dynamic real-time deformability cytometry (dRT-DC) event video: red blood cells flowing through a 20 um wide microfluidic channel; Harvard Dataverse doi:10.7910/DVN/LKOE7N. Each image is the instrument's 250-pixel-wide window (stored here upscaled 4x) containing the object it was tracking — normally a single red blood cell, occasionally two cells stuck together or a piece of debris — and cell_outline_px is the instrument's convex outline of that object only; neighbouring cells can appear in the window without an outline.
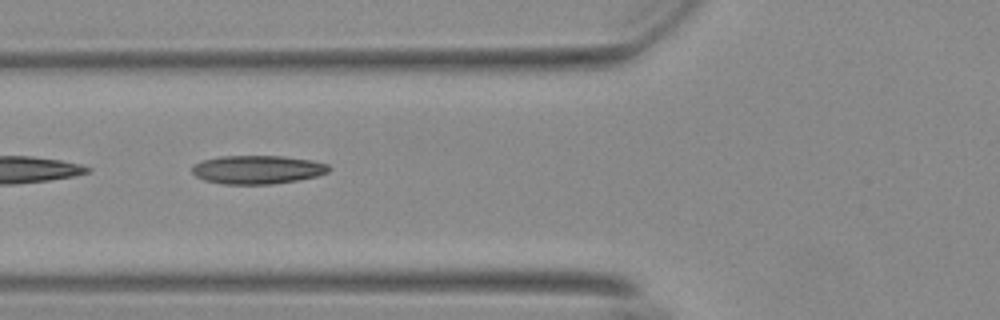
{"species": "Egyptian fruit bat (a non-hibernating species)", "species_latin": "Rousettus aegyptiacus", "temperature_condition": "warm", "stored_images_in_passage": 18, "camera_frame_rate_fps": 3000, "um_per_image_px": 0.085, "animal": {"sex": "female"}, "frame": {"image": 1, "passage_image": 8, "time_ms": 2.333, "image_size_px": [1000, 320], "cell_outline_px": [[332, 168], [328, 172], [316, 176], [300, 180], [272, 184], [224, 184], [204, 180], [196, 176], [192, 172], [192, 164], [204, 160], [220, 156], [284, 156], [312, 160], [328, 164]], "centroid_in_image_um": [21.9, 14.42], "position_along_channel_um": 103.9, "area_um2": 22.89}}
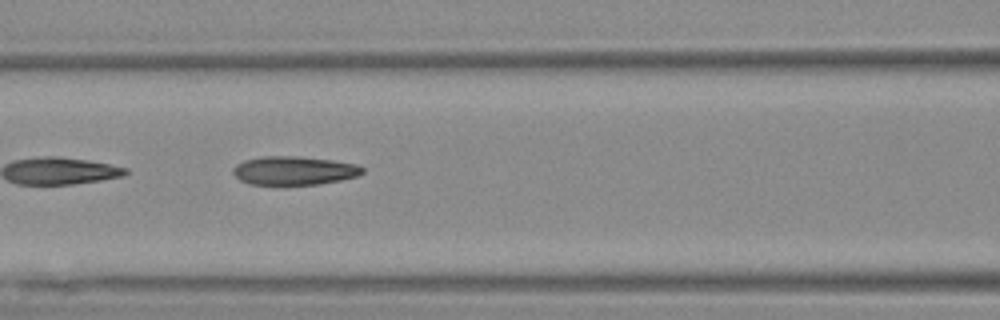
{"frame": {"image": 2, "passage_image": 11, "time_ms": 3.333, "image_size_px": [1000, 320], "cell_outline_px": [[364, 172], [356, 176], [340, 180], [316, 184], [248, 184], [240, 180], [232, 172], [232, 168], [236, 164], [244, 160], [264, 156], [296, 156], [332, 160], [356, 164], [364, 168]], "centroid_in_image_um": [24.97, 14.49], "position_along_channel_um": 141.6, "area_um2": 21.44}}